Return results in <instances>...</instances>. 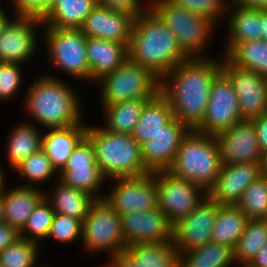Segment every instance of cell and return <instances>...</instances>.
<instances>
[{
  "label": "cell",
  "mask_w": 267,
  "mask_h": 267,
  "mask_svg": "<svg viewBox=\"0 0 267 267\" xmlns=\"http://www.w3.org/2000/svg\"><path fill=\"white\" fill-rule=\"evenodd\" d=\"M191 57L160 80L159 92L167 99L174 118L195 130L203 121L210 89L222 72V58Z\"/></svg>",
  "instance_id": "6da1fadb"
},
{
  "label": "cell",
  "mask_w": 267,
  "mask_h": 267,
  "mask_svg": "<svg viewBox=\"0 0 267 267\" xmlns=\"http://www.w3.org/2000/svg\"><path fill=\"white\" fill-rule=\"evenodd\" d=\"M128 58L161 80L189 57L178 46L174 34L149 7L134 18Z\"/></svg>",
  "instance_id": "7a4b0ae2"
},
{
  "label": "cell",
  "mask_w": 267,
  "mask_h": 267,
  "mask_svg": "<svg viewBox=\"0 0 267 267\" xmlns=\"http://www.w3.org/2000/svg\"><path fill=\"white\" fill-rule=\"evenodd\" d=\"M27 89L23 107L34 123L48 128L69 127L83 121L77 92L58 76L47 72Z\"/></svg>",
  "instance_id": "3957f363"
},
{
  "label": "cell",
  "mask_w": 267,
  "mask_h": 267,
  "mask_svg": "<svg viewBox=\"0 0 267 267\" xmlns=\"http://www.w3.org/2000/svg\"><path fill=\"white\" fill-rule=\"evenodd\" d=\"M86 137L92 143L96 163L108 181L149 173L142 161L141 146L132 135L113 133L103 126L88 125Z\"/></svg>",
  "instance_id": "277c9868"
},
{
  "label": "cell",
  "mask_w": 267,
  "mask_h": 267,
  "mask_svg": "<svg viewBox=\"0 0 267 267\" xmlns=\"http://www.w3.org/2000/svg\"><path fill=\"white\" fill-rule=\"evenodd\" d=\"M222 166L219 144L215 136L190 130L183 138L168 171L175 177L202 187H212Z\"/></svg>",
  "instance_id": "5b68a950"
},
{
  "label": "cell",
  "mask_w": 267,
  "mask_h": 267,
  "mask_svg": "<svg viewBox=\"0 0 267 267\" xmlns=\"http://www.w3.org/2000/svg\"><path fill=\"white\" fill-rule=\"evenodd\" d=\"M149 7L176 37L181 50L189 57H203L213 37L215 25L207 18L170 3L149 0Z\"/></svg>",
  "instance_id": "8992f818"
},
{
  "label": "cell",
  "mask_w": 267,
  "mask_h": 267,
  "mask_svg": "<svg viewBox=\"0 0 267 267\" xmlns=\"http://www.w3.org/2000/svg\"><path fill=\"white\" fill-rule=\"evenodd\" d=\"M96 84L101 88L102 106L137 98H153L160 89V80L129 58L116 70L104 75Z\"/></svg>",
  "instance_id": "52a82bcc"
},
{
  "label": "cell",
  "mask_w": 267,
  "mask_h": 267,
  "mask_svg": "<svg viewBox=\"0 0 267 267\" xmlns=\"http://www.w3.org/2000/svg\"><path fill=\"white\" fill-rule=\"evenodd\" d=\"M43 29V40L48 48L51 65L74 79L89 82V63L86 56L87 37L81 29L48 27H43Z\"/></svg>",
  "instance_id": "ba28073f"
},
{
  "label": "cell",
  "mask_w": 267,
  "mask_h": 267,
  "mask_svg": "<svg viewBox=\"0 0 267 267\" xmlns=\"http://www.w3.org/2000/svg\"><path fill=\"white\" fill-rule=\"evenodd\" d=\"M84 249L108 252L110 257L126 251L119 214L104 199L95 200L82 224Z\"/></svg>",
  "instance_id": "9c48e42d"
},
{
  "label": "cell",
  "mask_w": 267,
  "mask_h": 267,
  "mask_svg": "<svg viewBox=\"0 0 267 267\" xmlns=\"http://www.w3.org/2000/svg\"><path fill=\"white\" fill-rule=\"evenodd\" d=\"M153 174L158 207L172 225L189 215L207 197V192L202 187L175 177L168 170Z\"/></svg>",
  "instance_id": "30bf717a"
},
{
  "label": "cell",
  "mask_w": 267,
  "mask_h": 267,
  "mask_svg": "<svg viewBox=\"0 0 267 267\" xmlns=\"http://www.w3.org/2000/svg\"><path fill=\"white\" fill-rule=\"evenodd\" d=\"M114 186L103 199L119 216L130 212H143L158 206L155 175L114 178Z\"/></svg>",
  "instance_id": "8fae6325"
},
{
  "label": "cell",
  "mask_w": 267,
  "mask_h": 267,
  "mask_svg": "<svg viewBox=\"0 0 267 267\" xmlns=\"http://www.w3.org/2000/svg\"><path fill=\"white\" fill-rule=\"evenodd\" d=\"M240 121H243V117L238 97L232 82L221 72L212 83L204 119L195 131L216 136Z\"/></svg>",
  "instance_id": "7c38bea8"
},
{
  "label": "cell",
  "mask_w": 267,
  "mask_h": 267,
  "mask_svg": "<svg viewBox=\"0 0 267 267\" xmlns=\"http://www.w3.org/2000/svg\"><path fill=\"white\" fill-rule=\"evenodd\" d=\"M219 204L208 196L172 227V243L179 255L211 242Z\"/></svg>",
  "instance_id": "4fadbf2b"
},
{
  "label": "cell",
  "mask_w": 267,
  "mask_h": 267,
  "mask_svg": "<svg viewBox=\"0 0 267 267\" xmlns=\"http://www.w3.org/2000/svg\"><path fill=\"white\" fill-rule=\"evenodd\" d=\"M222 57V72L229 78L238 97L243 120H252L267 112V79L233 65Z\"/></svg>",
  "instance_id": "5bb4252c"
},
{
  "label": "cell",
  "mask_w": 267,
  "mask_h": 267,
  "mask_svg": "<svg viewBox=\"0 0 267 267\" xmlns=\"http://www.w3.org/2000/svg\"><path fill=\"white\" fill-rule=\"evenodd\" d=\"M43 26L41 18L15 16L0 35V62L24 64L38 50L36 27Z\"/></svg>",
  "instance_id": "9a60e30c"
},
{
  "label": "cell",
  "mask_w": 267,
  "mask_h": 267,
  "mask_svg": "<svg viewBox=\"0 0 267 267\" xmlns=\"http://www.w3.org/2000/svg\"><path fill=\"white\" fill-rule=\"evenodd\" d=\"M120 219L126 247L133 244L172 242L173 225L158 206L148 211L123 214Z\"/></svg>",
  "instance_id": "2e32d148"
},
{
  "label": "cell",
  "mask_w": 267,
  "mask_h": 267,
  "mask_svg": "<svg viewBox=\"0 0 267 267\" xmlns=\"http://www.w3.org/2000/svg\"><path fill=\"white\" fill-rule=\"evenodd\" d=\"M222 164L260 163L262 151L252 120H243L218 133Z\"/></svg>",
  "instance_id": "e0dca14e"
},
{
  "label": "cell",
  "mask_w": 267,
  "mask_h": 267,
  "mask_svg": "<svg viewBox=\"0 0 267 267\" xmlns=\"http://www.w3.org/2000/svg\"><path fill=\"white\" fill-rule=\"evenodd\" d=\"M190 129L173 118L163 130L141 145L142 161L149 172L167 171Z\"/></svg>",
  "instance_id": "ac0fdd59"
},
{
  "label": "cell",
  "mask_w": 267,
  "mask_h": 267,
  "mask_svg": "<svg viewBox=\"0 0 267 267\" xmlns=\"http://www.w3.org/2000/svg\"><path fill=\"white\" fill-rule=\"evenodd\" d=\"M260 163L222 164L207 196L219 205H236L244 190L260 175Z\"/></svg>",
  "instance_id": "d6986e66"
},
{
  "label": "cell",
  "mask_w": 267,
  "mask_h": 267,
  "mask_svg": "<svg viewBox=\"0 0 267 267\" xmlns=\"http://www.w3.org/2000/svg\"><path fill=\"white\" fill-rule=\"evenodd\" d=\"M134 17L96 5L81 26L87 38H101L129 45Z\"/></svg>",
  "instance_id": "ffe728a7"
},
{
  "label": "cell",
  "mask_w": 267,
  "mask_h": 267,
  "mask_svg": "<svg viewBox=\"0 0 267 267\" xmlns=\"http://www.w3.org/2000/svg\"><path fill=\"white\" fill-rule=\"evenodd\" d=\"M228 11L232 13L224 21L228 36L222 54L224 57L239 43L262 39V9L243 7L230 0L227 14Z\"/></svg>",
  "instance_id": "44dd1931"
},
{
  "label": "cell",
  "mask_w": 267,
  "mask_h": 267,
  "mask_svg": "<svg viewBox=\"0 0 267 267\" xmlns=\"http://www.w3.org/2000/svg\"><path fill=\"white\" fill-rule=\"evenodd\" d=\"M86 56L89 63V81L96 83L128 59V46L101 38H87Z\"/></svg>",
  "instance_id": "7402d4cb"
},
{
  "label": "cell",
  "mask_w": 267,
  "mask_h": 267,
  "mask_svg": "<svg viewBox=\"0 0 267 267\" xmlns=\"http://www.w3.org/2000/svg\"><path fill=\"white\" fill-rule=\"evenodd\" d=\"M2 194L5 223L20 232L45 192L37 187L18 185L10 187Z\"/></svg>",
  "instance_id": "603a6c76"
},
{
  "label": "cell",
  "mask_w": 267,
  "mask_h": 267,
  "mask_svg": "<svg viewBox=\"0 0 267 267\" xmlns=\"http://www.w3.org/2000/svg\"><path fill=\"white\" fill-rule=\"evenodd\" d=\"M87 123L69 127L49 128L42 137V150L59 173L77 144L86 136Z\"/></svg>",
  "instance_id": "cb8c5ba5"
},
{
  "label": "cell",
  "mask_w": 267,
  "mask_h": 267,
  "mask_svg": "<svg viewBox=\"0 0 267 267\" xmlns=\"http://www.w3.org/2000/svg\"><path fill=\"white\" fill-rule=\"evenodd\" d=\"M173 118L172 108L167 99L158 92L153 98L145 102L131 135L141 146L162 131L163 127Z\"/></svg>",
  "instance_id": "d4e9b609"
},
{
  "label": "cell",
  "mask_w": 267,
  "mask_h": 267,
  "mask_svg": "<svg viewBox=\"0 0 267 267\" xmlns=\"http://www.w3.org/2000/svg\"><path fill=\"white\" fill-rule=\"evenodd\" d=\"M97 0H55L41 18L43 27L81 28Z\"/></svg>",
  "instance_id": "484cf974"
},
{
  "label": "cell",
  "mask_w": 267,
  "mask_h": 267,
  "mask_svg": "<svg viewBox=\"0 0 267 267\" xmlns=\"http://www.w3.org/2000/svg\"><path fill=\"white\" fill-rule=\"evenodd\" d=\"M26 120L12 128L7 140L6 158L13 170L28 156L42 149L43 133L38 125Z\"/></svg>",
  "instance_id": "4316f807"
},
{
  "label": "cell",
  "mask_w": 267,
  "mask_h": 267,
  "mask_svg": "<svg viewBox=\"0 0 267 267\" xmlns=\"http://www.w3.org/2000/svg\"><path fill=\"white\" fill-rule=\"evenodd\" d=\"M44 197L56 214L73 217L82 222L87 216L90 206L96 200L88 193L64 184L59 178H57L53 192L48 195L45 193Z\"/></svg>",
  "instance_id": "83f0119b"
},
{
  "label": "cell",
  "mask_w": 267,
  "mask_h": 267,
  "mask_svg": "<svg viewBox=\"0 0 267 267\" xmlns=\"http://www.w3.org/2000/svg\"><path fill=\"white\" fill-rule=\"evenodd\" d=\"M249 218L237 205H219L211 242L235 248Z\"/></svg>",
  "instance_id": "f1b7e54d"
},
{
  "label": "cell",
  "mask_w": 267,
  "mask_h": 267,
  "mask_svg": "<svg viewBox=\"0 0 267 267\" xmlns=\"http://www.w3.org/2000/svg\"><path fill=\"white\" fill-rule=\"evenodd\" d=\"M151 98H137L102 106L106 130L113 133L132 134L140 118L142 109Z\"/></svg>",
  "instance_id": "f546056e"
},
{
  "label": "cell",
  "mask_w": 267,
  "mask_h": 267,
  "mask_svg": "<svg viewBox=\"0 0 267 267\" xmlns=\"http://www.w3.org/2000/svg\"><path fill=\"white\" fill-rule=\"evenodd\" d=\"M126 252L142 267H180V255L172 242L133 244Z\"/></svg>",
  "instance_id": "4dcf8cb0"
},
{
  "label": "cell",
  "mask_w": 267,
  "mask_h": 267,
  "mask_svg": "<svg viewBox=\"0 0 267 267\" xmlns=\"http://www.w3.org/2000/svg\"><path fill=\"white\" fill-rule=\"evenodd\" d=\"M235 264L234 250L230 246L209 242L180 254V267H230Z\"/></svg>",
  "instance_id": "1f68e13d"
},
{
  "label": "cell",
  "mask_w": 267,
  "mask_h": 267,
  "mask_svg": "<svg viewBox=\"0 0 267 267\" xmlns=\"http://www.w3.org/2000/svg\"><path fill=\"white\" fill-rule=\"evenodd\" d=\"M267 242V220L249 219L234 250L238 266L249 264Z\"/></svg>",
  "instance_id": "d6a6232c"
},
{
  "label": "cell",
  "mask_w": 267,
  "mask_h": 267,
  "mask_svg": "<svg viewBox=\"0 0 267 267\" xmlns=\"http://www.w3.org/2000/svg\"><path fill=\"white\" fill-rule=\"evenodd\" d=\"M226 58L236 67L253 71L267 79V42L253 40L239 43Z\"/></svg>",
  "instance_id": "836d02e7"
},
{
  "label": "cell",
  "mask_w": 267,
  "mask_h": 267,
  "mask_svg": "<svg viewBox=\"0 0 267 267\" xmlns=\"http://www.w3.org/2000/svg\"><path fill=\"white\" fill-rule=\"evenodd\" d=\"M58 177L64 184L86 192L96 200L103 199L104 195L99 191L104 186L103 184L108 182L99 167L62 169Z\"/></svg>",
  "instance_id": "e575fe53"
},
{
  "label": "cell",
  "mask_w": 267,
  "mask_h": 267,
  "mask_svg": "<svg viewBox=\"0 0 267 267\" xmlns=\"http://www.w3.org/2000/svg\"><path fill=\"white\" fill-rule=\"evenodd\" d=\"M14 172L27 182L22 186L34 187V184H41L50 181L51 178H59V173L53 167L51 160L41 149L24 159L15 169ZM31 182V183H30Z\"/></svg>",
  "instance_id": "d590c367"
},
{
  "label": "cell",
  "mask_w": 267,
  "mask_h": 267,
  "mask_svg": "<svg viewBox=\"0 0 267 267\" xmlns=\"http://www.w3.org/2000/svg\"><path fill=\"white\" fill-rule=\"evenodd\" d=\"M54 215L55 212L51 204L44 197L29 216L24 228L19 232L20 237L42 244L41 242L47 239Z\"/></svg>",
  "instance_id": "8d00e7d4"
},
{
  "label": "cell",
  "mask_w": 267,
  "mask_h": 267,
  "mask_svg": "<svg viewBox=\"0 0 267 267\" xmlns=\"http://www.w3.org/2000/svg\"><path fill=\"white\" fill-rule=\"evenodd\" d=\"M39 245L19 237L0 252V267H37Z\"/></svg>",
  "instance_id": "74e56055"
},
{
  "label": "cell",
  "mask_w": 267,
  "mask_h": 267,
  "mask_svg": "<svg viewBox=\"0 0 267 267\" xmlns=\"http://www.w3.org/2000/svg\"><path fill=\"white\" fill-rule=\"evenodd\" d=\"M236 205L249 219H265L267 215V177L259 175L244 190Z\"/></svg>",
  "instance_id": "f35d334b"
},
{
  "label": "cell",
  "mask_w": 267,
  "mask_h": 267,
  "mask_svg": "<svg viewBox=\"0 0 267 267\" xmlns=\"http://www.w3.org/2000/svg\"><path fill=\"white\" fill-rule=\"evenodd\" d=\"M175 6L196 13L211 21L216 27L220 18H227V8L230 0H168Z\"/></svg>",
  "instance_id": "ab89813d"
},
{
  "label": "cell",
  "mask_w": 267,
  "mask_h": 267,
  "mask_svg": "<svg viewBox=\"0 0 267 267\" xmlns=\"http://www.w3.org/2000/svg\"><path fill=\"white\" fill-rule=\"evenodd\" d=\"M82 224L81 220L55 213L47 238L61 245L76 242L82 239Z\"/></svg>",
  "instance_id": "60d3db41"
},
{
  "label": "cell",
  "mask_w": 267,
  "mask_h": 267,
  "mask_svg": "<svg viewBox=\"0 0 267 267\" xmlns=\"http://www.w3.org/2000/svg\"><path fill=\"white\" fill-rule=\"evenodd\" d=\"M21 65L23 64L0 62V102H7L17 95L23 78Z\"/></svg>",
  "instance_id": "b9f144b4"
},
{
  "label": "cell",
  "mask_w": 267,
  "mask_h": 267,
  "mask_svg": "<svg viewBox=\"0 0 267 267\" xmlns=\"http://www.w3.org/2000/svg\"><path fill=\"white\" fill-rule=\"evenodd\" d=\"M99 167L95 160V151L90 140L85 136L74 148L63 169H81Z\"/></svg>",
  "instance_id": "7bdbcfd3"
},
{
  "label": "cell",
  "mask_w": 267,
  "mask_h": 267,
  "mask_svg": "<svg viewBox=\"0 0 267 267\" xmlns=\"http://www.w3.org/2000/svg\"><path fill=\"white\" fill-rule=\"evenodd\" d=\"M55 0H12L14 16L42 18Z\"/></svg>",
  "instance_id": "ee69618b"
},
{
  "label": "cell",
  "mask_w": 267,
  "mask_h": 267,
  "mask_svg": "<svg viewBox=\"0 0 267 267\" xmlns=\"http://www.w3.org/2000/svg\"><path fill=\"white\" fill-rule=\"evenodd\" d=\"M97 4L113 11L124 12L136 18L149 8L143 0H97Z\"/></svg>",
  "instance_id": "f6af8a7d"
},
{
  "label": "cell",
  "mask_w": 267,
  "mask_h": 267,
  "mask_svg": "<svg viewBox=\"0 0 267 267\" xmlns=\"http://www.w3.org/2000/svg\"><path fill=\"white\" fill-rule=\"evenodd\" d=\"M256 129L259 147L262 152L267 150V112L252 119Z\"/></svg>",
  "instance_id": "bcb514c9"
},
{
  "label": "cell",
  "mask_w": 267,
  "mask_h": 267,
  "mask_svg": "<svg viewBox=\"0 0 267 267\" xmlns=\"http://www.w3.org/2000/svg\"><path fill=\"white\" fill-rule=\"evenodd\" d=\"M20 237L19 232L4 223L0 225V252Z\"/></svg>",
  "instance_id": "7dc6e473"
},
{
  "label": "cell",
  "mask_w": 267,
  "mask_h": 267,
  "mask_svg": "<svg viewBox=\"0 0 267 267\" xmlns=\"http://www.w3.org/2000/svg\"><path fill=\"white\" fill-rule=\"evenodd\" d=\"M107 267H142L126 251L109 258Z\"/></svg>",
  "instance_id": "c3c4849f"
},
{
  "label": "cell",
  "mask_w": 267,
  "mask_h": 267,
  "mask_svg": "<svg viewBox=\"0 0 267 267\" xmlns=\"http://www.w3.org/2000/svg\"><path fill=\"white\" fill-rule=\"evenodd\" d=\"M248 265L253 267H267V242Z\"/></svg>",
  "instance_id": "681fc988"
},
{
  "label": "cell",
  "mask_w": 267,
  "mask_h": 267,
  "mask_svg": "<svg viewBox=\"0 0 267 267\" xmlns=\"http://www.w3.org/2000/svg\"><path fill=\"white\" fill-rule=\"evenodd\" d=\"M235 4L247 8L267 9V0H232Z\"/></svg>",
  "instance_id": "f907efd6"
},
{
  "label": "cell",
  "mask_w": 267,
  "mask_h": 267,
  "mask_svg": "<svg viewBox=\"0 0 267 267\" xmlns=\"http://www.w3.org/2000/svg\"><path fill=\"white\" fill-rule=\"evenodd\" d=\"M5 10L6 9L2 8V5H0V35L3 33L6 25L13 19Z\"/></svg>",
  "instance_id": "816d5d0a"
},
{
  "label": "cell",
  "mask_w": 267,
  "mask_h": 267,
  "mask_svg": "<svg viewBox=\"0 0 267 267\" xmlns=\"http://www.w3.org/2000/svg\"><path fill=\"white\" fill-rule=\"evenodd\" d=\"M259 169H260V175L267 177V150L262 152L261 154Z\"/></svg>",
  "instance_id": "f5cc1de1"
},
{
  "label": "cell",
  "mask_w": 267,
  "mask_h": 267,
  "mask_svg": "<svg viewBox=\"0 0 267 267\" xmlns=\"http://www.w3.org/2000/svg\"><path fill=\"white\" fill-rule=\"evenodd\" d=\"M262 40L267 42V9H262Z\"/></svg>",
  "instance_id": "db71d44e"
},
{
  "label": "cell",
  "mask_w": 267,
  "mask_h": 267,
  "mask_svg": "<svg viewBox=\"0 0 267 267\" xmlns=\"http://www.w3.org/2000/svg\"><path fill=\"white\" fill-rule=\"evenodd\" d=\"M5 175L6 174L4 173V170L2 169V166L0 164V195L3 194L5 186H7V185H5V184H7Z\"/></svg>",
  "instance_id": "11a10c76"
},
{
  "label": "cell",
  "mask_w": 267,
  "mask_h": 267,
  "mask_svg": "<svg viewBox=\"0 0 267 267\" xmlns=\"http://www.w3.org/2000/svg\"><path fill=\"white\" fill-rule=\"evenodd\" d=\"M5 223L4 219V211H3V204H2V195H0V225Z\"/></svg>",
  "instance_id": "9f6ffc18"
},
{
  "label": "cell",
  "mask_w": 267,
  "mask_h": 267,
  "mask_svg": "<svg viewBox=\"0 0 267 267\" xmlns=\"http://www.w3.org/2000/svg\"><path fill=\"white\" fill-rule=\"evenodd\" d=\"M241 267H253V266H249L248 264L242 265Z\"/></svg>",
  "instance_id": "6f0895ef"
}]
</instances>
